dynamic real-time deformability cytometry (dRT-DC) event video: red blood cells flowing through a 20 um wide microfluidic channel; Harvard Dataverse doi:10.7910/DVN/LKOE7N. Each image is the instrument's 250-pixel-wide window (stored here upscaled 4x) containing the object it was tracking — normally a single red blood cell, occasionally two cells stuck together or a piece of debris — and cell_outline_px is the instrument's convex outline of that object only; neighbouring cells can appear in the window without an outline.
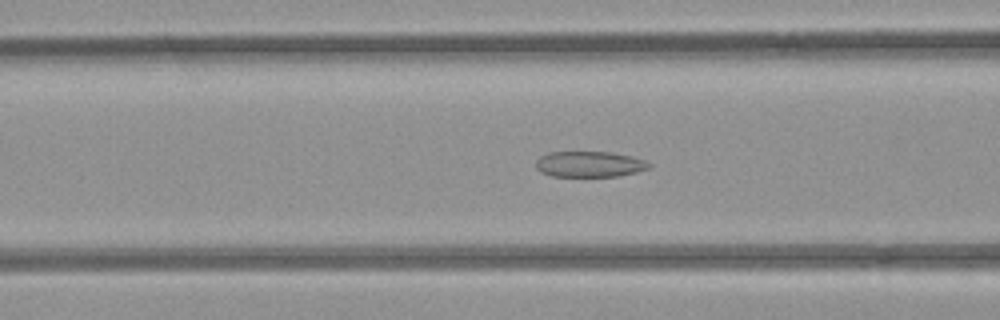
{"species": "common noctule bat (a hibernating species)", "species_latin": "Nyctalus noctula", "temperature_condition": "room temperature", "stored_images_in_passage": 45, "camera_frame_rate_fps": 3000, "um_per_image_px": 0.085, "animal": {"sex": "female", "body_mass_g": 21.9}, "frame": {"image": 1, "passage_image": 15, "time_ms": 4.667, "image_size_px": [1000, 320], "cell_outline_px": [[652, 168], [620, 176], [552, 176], [540, 172], [536, 168], [536, 160], [540, 156], [548, 152], [612, 152], [632, 156], [644, 160], [652, 164]], "centroid_in_image_um": [50.13, 13.95], "position_along_channel_um": 116.5, "area_um2": 17.17}}
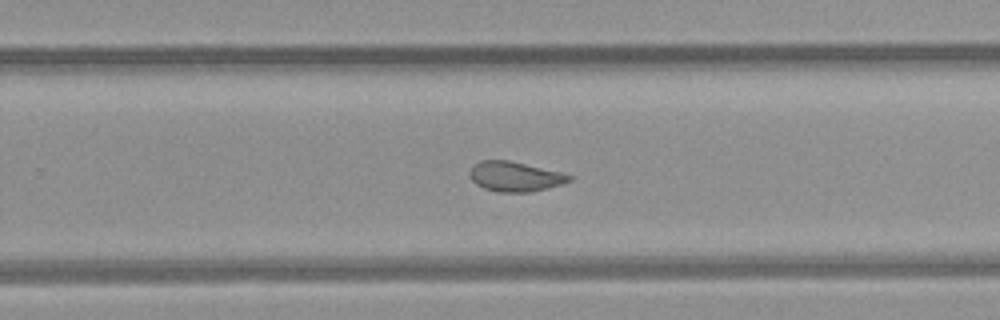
{"frame": {"image": 2, "passage_image": 28, "time_ms": 9.0, "image_size_px": [1000, 320], "cell_outline_px": [[572, 180], [548, 188], [532, 192], [500, 192], [484, 188], [476, 184], [472, 180], [468, 172], [480, 160], [508, 160], [560, 172], [572, 176]], "centroid_in_image_um": [43.76, 15.01], "position_along_channel_um": 286.0, "area_um2": 17.11}}
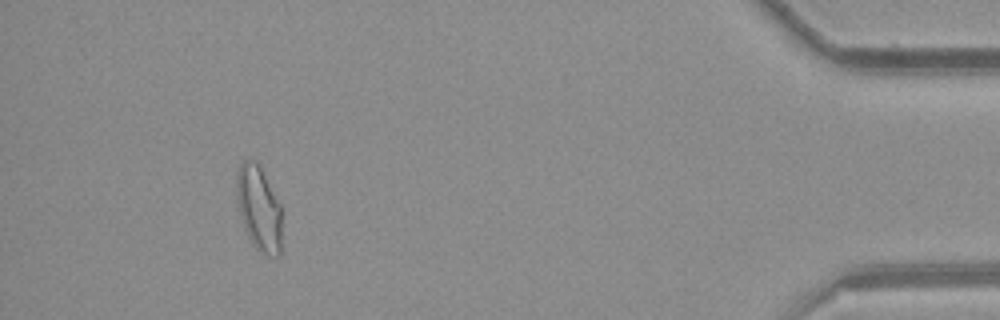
{"frame": {"image": 3, "passage_image": 43, "time_ms": 14.0, "image_size_px": [1000, 320], "cell_outline_px": [[280, 256], [268, 256], [256, 248], [252, 244], [244, 228], [240, 216], [236, 200], [236, 176], [240, 164], [244, 160], [252, 160], [260, 168], [280, 204]], "centroid_in_image_um": [21.97, 17.74], "position_along_channel_um": 413.2, "area_um2": 22.02}, "authors_computed_cell_mechanics": {"area_um2": 18.785, "velocity_mm_per_s": 3.9104, "shape_relaxation_time_tau1_ms": null, "shape_relaxation_time_tau2_ms": 1.7694, "deformation_change_tau1": null, "deformation_change_tau2": 0.0879}}